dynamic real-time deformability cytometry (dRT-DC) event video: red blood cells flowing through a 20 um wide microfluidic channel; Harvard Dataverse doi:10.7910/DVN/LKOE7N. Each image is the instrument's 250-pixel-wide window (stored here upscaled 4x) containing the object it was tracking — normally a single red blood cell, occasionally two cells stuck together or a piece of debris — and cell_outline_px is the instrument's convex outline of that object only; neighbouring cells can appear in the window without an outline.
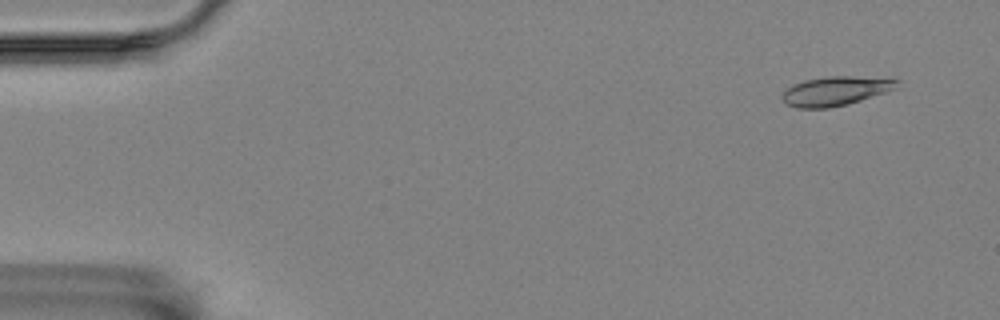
{"species": "Egyptian fruit bat (a non-hibernating species)", "species_latin": "Rousettus aegyptiacus", "temperature_condition": "room temperature", "stored_images_in_passage": 56, "camera_frame_rate_fps": 3000, "um_per_image_px": 0.085, "animal": {"sex": "female"}, "frame": {"image": 1, "passage_image": 4, "time_ms": 1.0, "image_size_px": [1000, 320], "cell_outline_px": [[900, 80], [896, 88], [848, 104], [828, 108], [796, 108], [784, 104], [780, 96], [792, 84], [804, 80], [824, 76], [852, 76]], "centroid_in_image_um": [70.93, 7.74], "position_along_channel_um": 14.1, "area_um2": 19.48}}
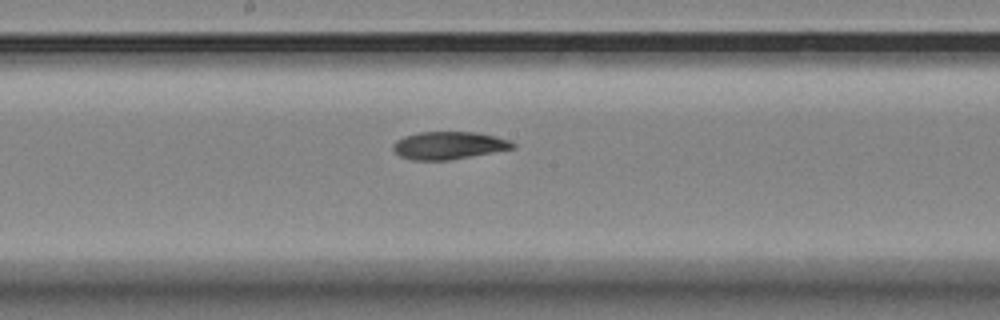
{"frame": {"image": 2, "passage_image": 30, "time_ms": 9.667, "image_size_px": [1000, 320], "cell_outline_px": [[516, 148], [448, 160], [412, 160], [400, 156], [392, 148], [392, 144], [396, 140], [404, 136], [420, 132], [476, 132], [496, 136], [508, 140], [516, 144]], "centroid_in_image_um": [38.14, 12.36], "position_along_channel_um": 210.1, "area_um2": 19.25}}
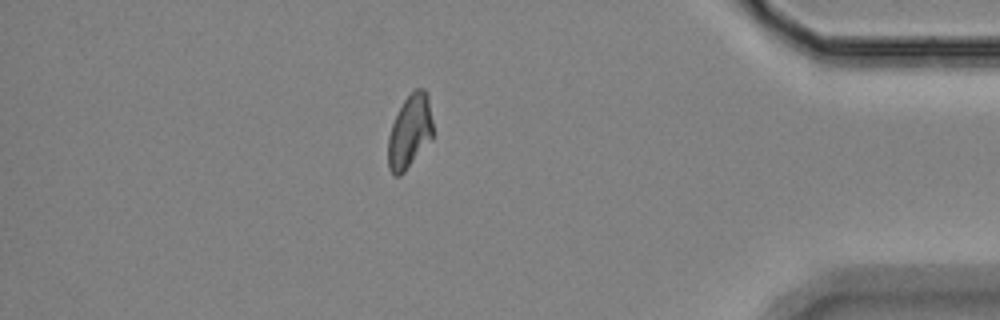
{"frame": {"image": 3, "passage_image": 49, "time_ms": 16.0, "image_size_px": [1000, 320], "cell_outline_px": [[432, 140], [404, 172], [400, 176], [396, 176], [388, 168], [388, 136], [392, 124], [404, 100], [416, 88], [424, 88], [428, 92], [432, 120]], "centroid_in_image_um": [34.84, 11.18], "position_along_channel_um": 400.4, "area_um2": 19.25}, "authors_computed_cell_mechanics": {"area_um2": 19.5942, "velocity_mm_per_s": 3.5594, "shape_relaxation_time_tau1_ms": 8.4205, "shape_relaxation_time_tau2_ms": 4.7976, "deformation_change_tau1": 0.212, "deformation_change_tau2": 0.0985}}